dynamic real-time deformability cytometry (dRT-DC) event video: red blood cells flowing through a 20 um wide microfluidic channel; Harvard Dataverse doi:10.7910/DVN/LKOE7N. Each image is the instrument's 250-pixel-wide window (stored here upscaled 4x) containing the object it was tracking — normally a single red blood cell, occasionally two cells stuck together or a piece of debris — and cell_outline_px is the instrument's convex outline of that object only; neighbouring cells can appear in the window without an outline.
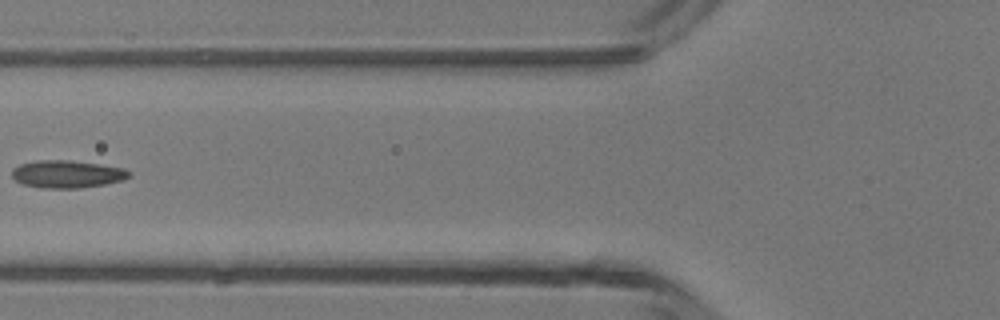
{"species": "common noctule bat (a hibernating species)", "species_latin": "Nyctalus noctula", "temperature_condition": "room temperature", "stored_images_in_passage": 2, "camera_frame_rate_fps": 3000, "um_per_image_px": 0.085, "animal": {"sex": "male", "body_mass_g": 13.3}, "frame": {"image": 1, "passage_image": 2, "time_ms": 1.0, "image_size_px": [1000, 320], "cell_outline_px": [[132, 176], [124, 180], [104, 184], [80, 188], [40, 188], [24, 184], [16, 180], [12, 176], [12, 168], [20, 164], [36, 160], [72, 160], [100, 164], [124, 168], [132, 172]], "centroid_in_image_um": [5.74, 14.79], "position_along_channel_um": 120.1, "area_um2": 19.02}}